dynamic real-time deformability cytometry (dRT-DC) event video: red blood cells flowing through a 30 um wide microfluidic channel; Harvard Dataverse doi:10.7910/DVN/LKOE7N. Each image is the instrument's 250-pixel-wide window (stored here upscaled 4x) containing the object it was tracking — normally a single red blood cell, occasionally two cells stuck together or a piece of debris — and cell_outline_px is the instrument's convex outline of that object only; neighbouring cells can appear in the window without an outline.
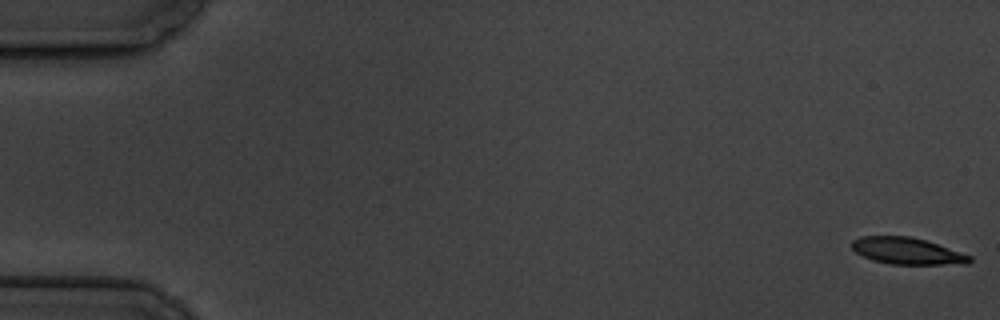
{"species": "common noctule bat (a hibernating species)", "species_latin": "Nyctalus noctula", "temperature_condition": "cold", "stored_images_in_passage": 7, "camera_frame_rate_fps": 3000, "um_per_image_px": 0.085, "animal": {"sex": "male", "body_mass_g": 19.5, "forearm_length_mm": 54.6}, "frame": {"image": 1, "passage_image": 1, "time_ms": 0.0, "image_size_px": [1000, 320], "cell_outline_px": [[972, 260], [968, 264], [892, 264], [872, 260], [856, 252], [852, 248], [852, 240], [860, 236], [912, 236], [972, 256]], "centroid_in_image_um": [77.09, 21.33], "position_along_channel_um": 7.9, "area_um2": 18.15}}
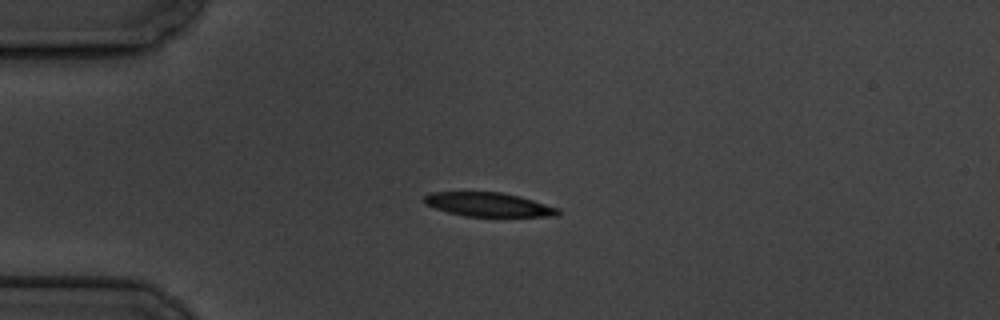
{"frame": {"image": 2, "passage_image": 5, "time_ms": 4.667, "image_size_px": [1000, 320], "cell_outline_px": [[560, 216], [464, 216], [448, 212], [424, 204], [424, 196], [432, 192], [500, 192], [520, 196], [560, 208]], "centroid_in_image_um": [41.55, 17.38], "position_along_channel_um": 43.5, "area_um2": 18.67}}